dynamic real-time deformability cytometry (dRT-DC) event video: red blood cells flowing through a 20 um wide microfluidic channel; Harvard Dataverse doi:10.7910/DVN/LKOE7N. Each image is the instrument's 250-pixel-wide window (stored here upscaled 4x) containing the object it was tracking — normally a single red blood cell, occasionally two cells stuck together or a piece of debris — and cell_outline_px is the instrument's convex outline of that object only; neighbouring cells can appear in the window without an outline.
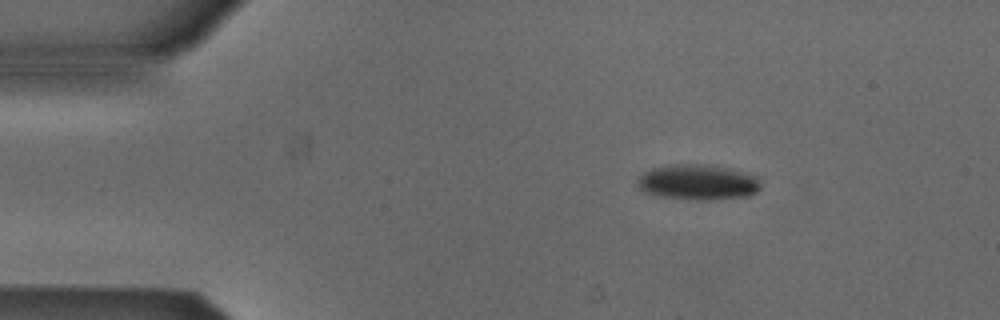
{"species": "Egyptian fruit bat (a non-hibernating species)", "species_latin": "Rousettus aegyptiacus", "temperature_condition": "cold", "stored_images_in_passage": 10, "camera_frame_rate_fps": 3000, "um_per_image_px": 0.085, "animal": {"sex": "male"}, "frame": {"image": 1, "passage_image": 1, "time_ms": 0.0, "image_size_px": [1000, 320], "cell_outline_px": [[760, 188], [756, 192], [748, 196], [712, 200], [696, 200], [660, 196], [644, 192], [640, 188], [636, 180], [644, 172], [652, 168], [672, 164], [704, 164], [728, 168], [756, 176], [760, 184]], "centroid_in_image_um": [59.31, 15.49], "position_along_channel_um": 25.7, "area_um2": 25.37}}